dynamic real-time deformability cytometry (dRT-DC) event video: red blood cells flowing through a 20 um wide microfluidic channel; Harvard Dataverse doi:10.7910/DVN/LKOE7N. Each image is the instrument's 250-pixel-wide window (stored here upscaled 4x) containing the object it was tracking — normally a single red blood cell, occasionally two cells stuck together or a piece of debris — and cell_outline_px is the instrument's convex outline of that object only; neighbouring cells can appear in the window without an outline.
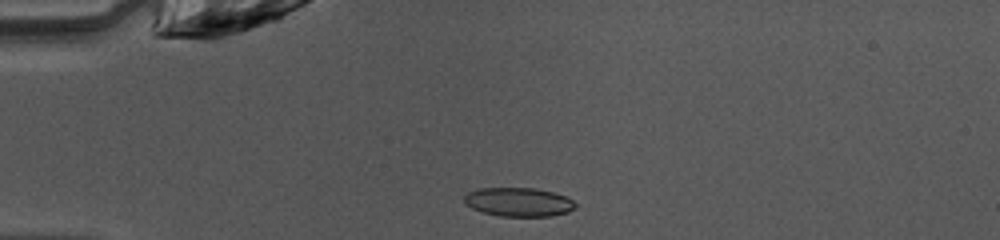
{"species": "common noctule bat (a hibernating species)", "species_latin": "Nyctalus noctula", "temperature_condition": "warm", "stored_images_in_passage": 38, "camera_frame_rate_fps": 3000, "um_per_image_px": 0.085, "animal": {"sex": "female", "body_mass_g": 10.0, "forearm_length_mm": 53.1}, "frame": {"image": 1, "passage_image": 1, "time_ms": 0.0, "image_size_px": [1000, 240], "cell_outline_px": [[576, 208], [568, 212], [552, 216], [500, 216], [484, 212], [472, 208], [464, 200], [464, 196], [468, 192], [480, 188], [536, 188], [568, 196], [576, 204]], "centroid_in_image_um": [44.13, 17.17], "position_along_channel_um": 40.9, "area_um2": 18.67}}
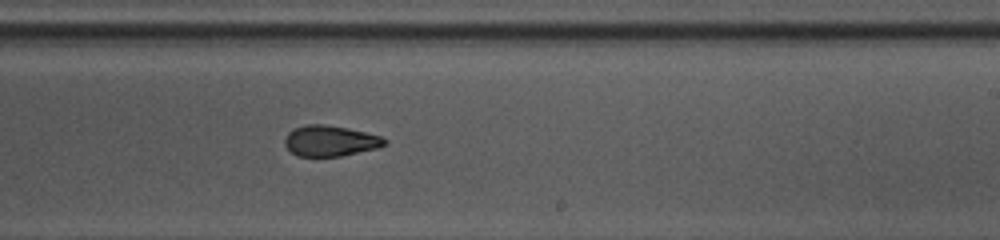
{"frame": {"image": 2, "passage_image": 19, "time_ms": 6.0, "image_size_px": [1000, 240], "cell_outline_px": [[388, 144], [376, 148], [340, 156], [296, 156], [284, 144], [284, 140], [288, 132], [292, 128], [308, 124], [324, 124], [348, 128], [380, 136], [388, 140]], "centroid_in_image_um": [28.05, 11.96], "position_along_channel_um": 260.9, "area_um2": 17.86}}
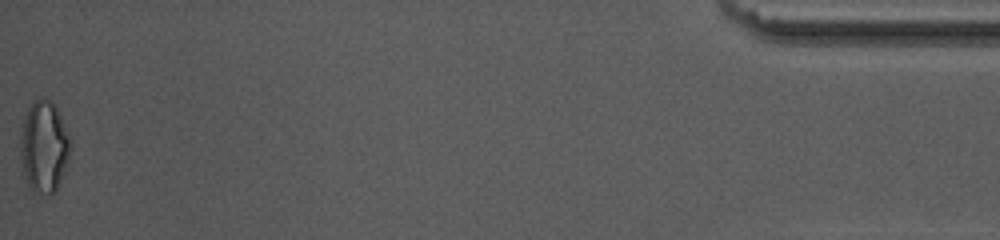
{"frame": {"image": 3, "passage_image": 38, "time_ms": 12.333, "image_size_px": [1000, 240], "cell_outline_px": [[68, 160], [64, 172], [56, 188], [48, 196], [32, 192], [24, 176], [20, 160], [20, 128], [24, 116], [32, 100], [40, 96], [52, 100], [60, 116], [68, 136]], "centroid_in_image_um": [3.67, 12.45], "position_along_channel_um": 431.5, "area_um2": 26.76}, "authors_computed_cell_mechanics": {"area_um2": 18.9584, "velocity_mm_per_s": 4.0901, "shape_relaxation_time_tau1_ms": 7.7314, "shape_relaxation_time_tau2_ms": 1.5523, "deformation_change_tau1": 0.1928, "deformation_change_tau2": 0.0811}}